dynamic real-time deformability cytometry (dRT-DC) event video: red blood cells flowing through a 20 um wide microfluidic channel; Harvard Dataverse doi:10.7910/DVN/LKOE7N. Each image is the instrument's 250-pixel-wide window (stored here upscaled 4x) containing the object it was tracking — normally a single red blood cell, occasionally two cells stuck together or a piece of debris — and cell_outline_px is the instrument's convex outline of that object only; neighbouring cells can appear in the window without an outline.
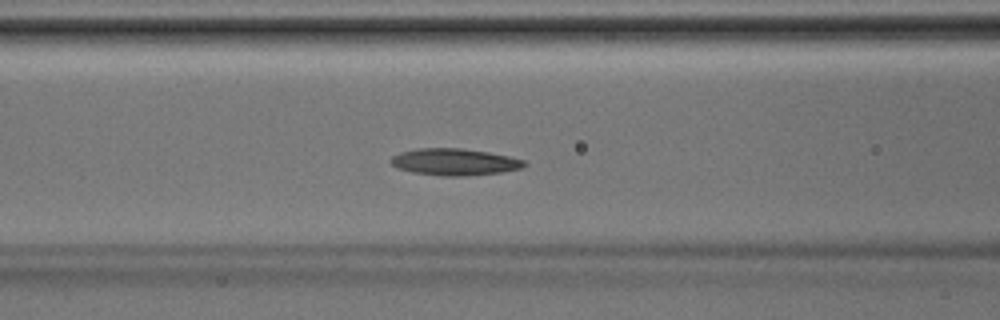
{"species": "Egyptian fruit bat (a non-hibernating species)", "species_latin": "Rousettus aegyptiacus", "temperature_condition": "room temperature", "stored_images_in_passage": 33, "camera_frame_rate_fps": 3000, "um_per_image_px": 0.085, "animal": {"sex": "male"}, "frame": {"image": 1, "passage_image": 8, "time_ms": 2.333, "image_size_px": [1000, 320], "cell_outline_px": [[528, 164], [520, 168], [500, 172], [464, 176], [444, 176], [412, 172], [396, 168], [388, 160], [392, 156], [400, 152], [416, 148], [460, 148], [488, 152], [508, 156], [524, 160]], "centroid_in_image_um": [38.58, 13.76], "position_along_channel_um": 128.0, "area_um2": 20.81}}
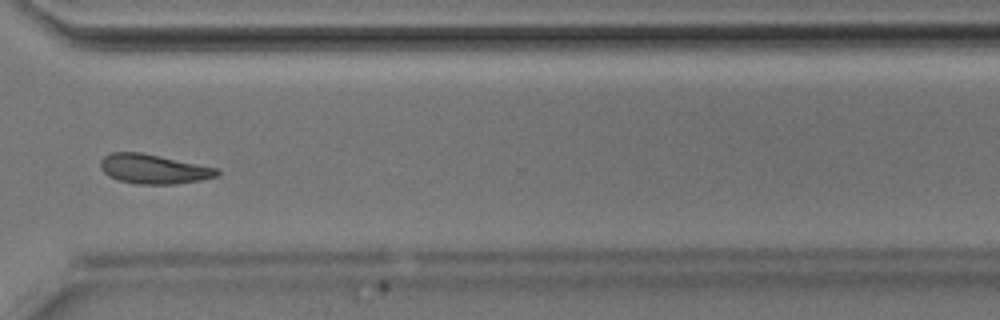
{"frame": {"image": 2, "passage_image": 22, "time_ms": 7.0, "image_size_px": [1000, 320], "cell_outline_px": [[220, 172], [216, 176], [200, 180], [176, 184], [136, 184], [116, 180], [108, 176], [100, 168], [100, 160], [104, 156], [112, 152], [140, 152], [220, 168]], "centroid_in_image_um": [13.04, 14.37], "position_along_channel_um": 357.6, "area_um2": 20.17}}
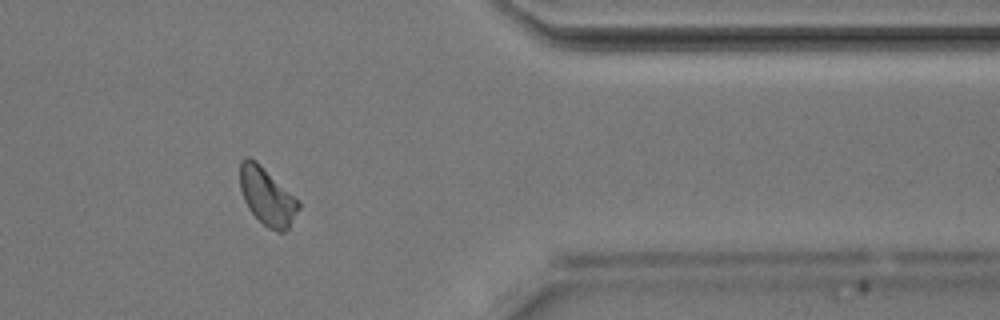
{"frame": {"image": 3, "passage_image": 25, "time_ms": 8.0, "image_size_px": [1000, 320], "cell_outline_px": [[300, 208], [288, 228], [284, 232], [276, 232], [268, 228], [248, 208], [244, 200], [240, 188], [240, 160], [244, 156], [248, 156], [256, 160], [300, 200]], "centroid_in_image_um": [22.71, 16.66], "position_along_channel_um": 388.7, "area_um2": 19.83}}